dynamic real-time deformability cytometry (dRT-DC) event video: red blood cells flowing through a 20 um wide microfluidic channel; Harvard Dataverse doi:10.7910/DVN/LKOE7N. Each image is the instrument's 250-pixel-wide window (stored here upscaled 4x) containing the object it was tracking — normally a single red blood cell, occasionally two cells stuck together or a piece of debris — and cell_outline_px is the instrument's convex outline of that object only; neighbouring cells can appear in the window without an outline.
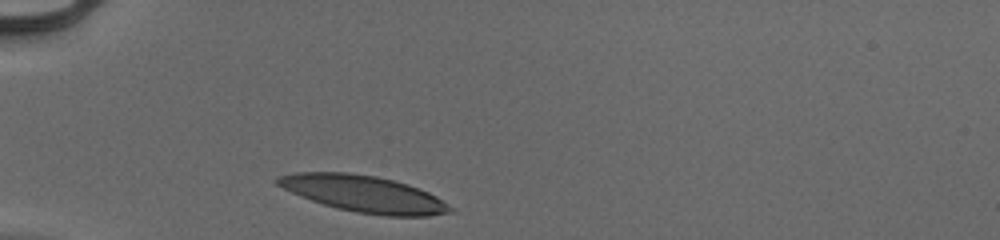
{"species": "human", "species_latin": "Homo sapiens", "temperature_condition": "cold", "stored_images_in_passage": 29, "camera_frame_rate_fps": 3000, "um_per_image_px": 0.085, "donor": {"sex": "male"}, "frame": {"image": 1, "passage_image": 1, "time_ms": 0.0, "image_size_px": [1000, 240], "cell_outline_px": [[452, 212], [428, 216], [384, 216], [356, 212], [336, 208], [300, 196], [276, 184], [276, 176], [296, 172], [348, 172], [376, 176], [408, 184], [428, 192], [436, 196], [448, 204], [452, 208]], "centroid_in_image_um": [30.92, 16.47], "position_along_channel_um": 54.1, "area_um2": 36.65}}
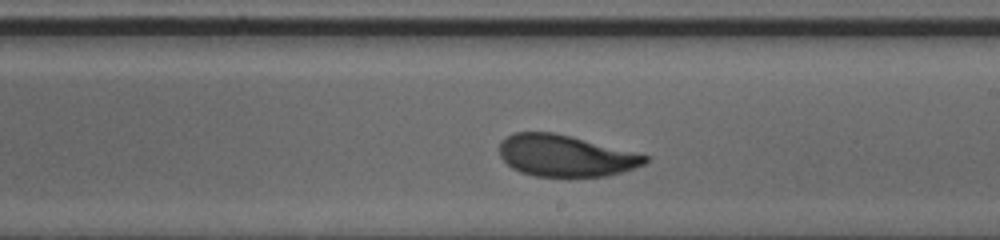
{"frame": {"image": 2, "passage_image": 17, "time_ms": 5.333, "image_size_px": [1000, 240], "cell_outline_px": [[648, 160], [644, 164], [608, 176], [536, 176], [520, 172], [512, 168], [500, 156], [500, 140], [516, 132], [552, 132], [572, 136], [648, 156]], "centroid_in_image_um": [48.02, 13.23], "position_along_channel_um": 241.0, "area_um2": 34.85}}
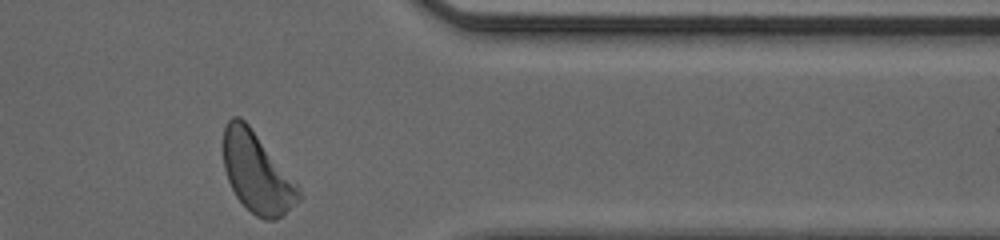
{"frame": {"image": 3, "passage_image": 29, "time_ms": 9.333, "image_size_px": [1000, 240], "cell_outline_px": [[304, 196], [284, 216], [276, 220], [264, 220], [256, 216], [236, 196], [228, 180], [224, 168], [224, 124], [232, 116], [240, 116], [248, 124], [296, 184]], "centroid_in_image_um": [21.84, 14.71], "position_along_channel_um": 389.6, "area_um2": 34.74}, "authors_computed_cell_mechanics": {"area_um2": 36.3562, "velocity_mm_per_s": 3.9304, "shape_relaxation_time_tau1_ms": 3.0873, "shape_relaxation_time_tau2_ms": 1.403, "deformation_change_tau1": 0.1407, "deformation_change_tau2": 0.0749}}